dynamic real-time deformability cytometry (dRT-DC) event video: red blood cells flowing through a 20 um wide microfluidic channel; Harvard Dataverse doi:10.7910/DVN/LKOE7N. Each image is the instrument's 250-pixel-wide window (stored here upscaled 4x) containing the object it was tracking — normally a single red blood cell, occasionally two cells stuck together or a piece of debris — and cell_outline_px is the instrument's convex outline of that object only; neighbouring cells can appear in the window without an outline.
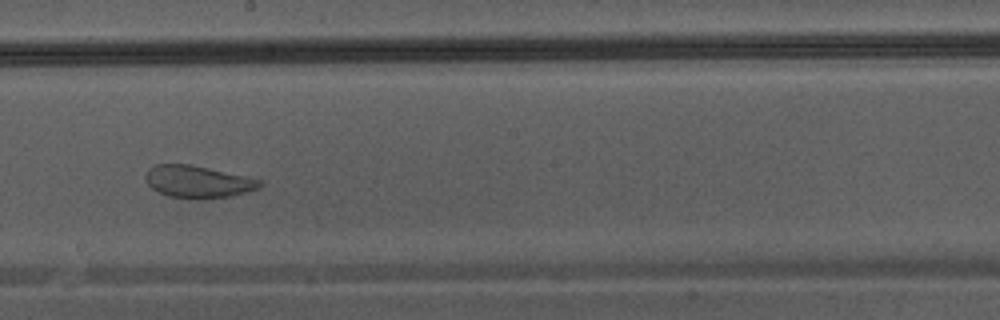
{"species": "Egyptian fruit bat (a non-hibernating species)", "species_latin": "Rousettus aegyptiacus", "temperature_condition": "warm", "stored_images_in_passage": 46, "camera_frame_rate_fps": 3000, "um_per_image_px": 0.085, "animal": {"sex": "male"}, "frame": {"image": 1, "passage_image": 27, "time_ms": 8.667, "image_size_px": [1000, 320], "cell_outline_px": [[264, 184], [260, 188], [232, 196], [208, 200], [200, 200], [168, 196], [152, 188], [148, 184], [144, 176], [148, 168], [156, 164], [192, 164], [248, 176], [260, 180]], "centroid_in_image_um": [16.85, 15.45], "position_along_channel_um": 231.3, "area_um2": 21.96}}
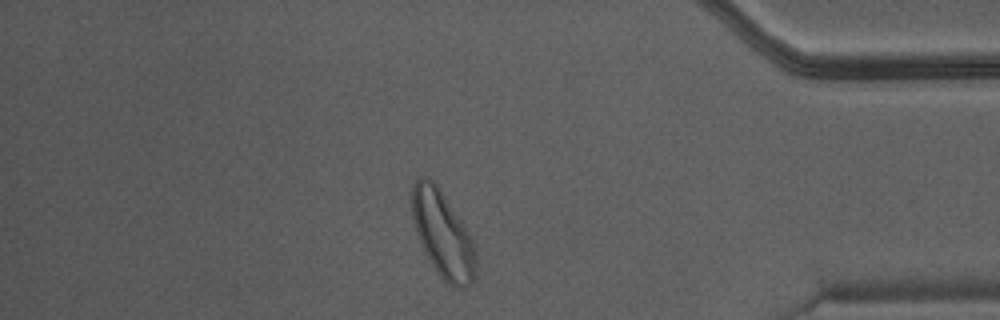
{"frame": {"image": 2, "passage_image": 40, "time_ms": 13.0, "image_size_px": [1000, 320], "cell_outline_px": [[476, 276], [472, 284], [460, 288], [456, 288], [448, 284], [436, 272], [424, 252], [416, 232], [412, 216], [412, 184], [420, 176], [424, 176], [432, 180], [436, 184], [468, 232], [472, 240], [476, 260]], "centroid_in_image_um": [37.62, 19.96], "position_along_channel_um": 397.6, "area_um2": 31.85}}